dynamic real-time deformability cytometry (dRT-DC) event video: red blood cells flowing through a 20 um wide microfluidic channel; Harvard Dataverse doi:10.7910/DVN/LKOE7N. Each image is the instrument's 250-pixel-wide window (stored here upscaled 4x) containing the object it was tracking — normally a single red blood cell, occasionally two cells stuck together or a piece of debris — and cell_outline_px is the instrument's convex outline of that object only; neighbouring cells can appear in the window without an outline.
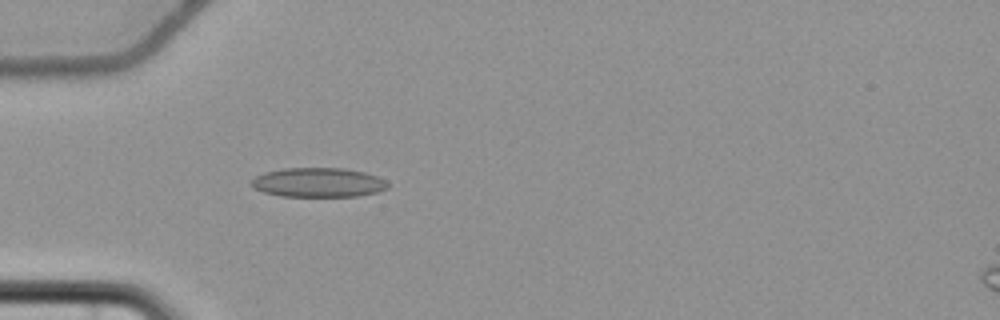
{"species": "common noctule bat (a hibernating species)", "species_latin": "Nyctalus noctula", "temperature_condition": "cold", "stored_images_in_passage": 4, "camera_frame_rate_fps": 3000, "um_per_image_px": 0.085, "animal": {"sex": "female", "body_mass_g": 22.7, "forearm_length_mm": 54.2}, "frame": {"image": 1, "passage_image": 4, "time_ms": 4.0, "image_size_px": [1000, 320], "cell_outline_px": [[388, 188], [380, 192], [360, 196], [280, 196], [264, 192], [252, 188], [252, 180], [256, 176], [264, 172], [284, 168], [344, 168], [364, 172], [376, 176], [384, 180], [388, 184]], "centroid_in_image_um": [27.06, 15.51], "position_along_channel_um": 57.9, "area_um2": 23.41}}